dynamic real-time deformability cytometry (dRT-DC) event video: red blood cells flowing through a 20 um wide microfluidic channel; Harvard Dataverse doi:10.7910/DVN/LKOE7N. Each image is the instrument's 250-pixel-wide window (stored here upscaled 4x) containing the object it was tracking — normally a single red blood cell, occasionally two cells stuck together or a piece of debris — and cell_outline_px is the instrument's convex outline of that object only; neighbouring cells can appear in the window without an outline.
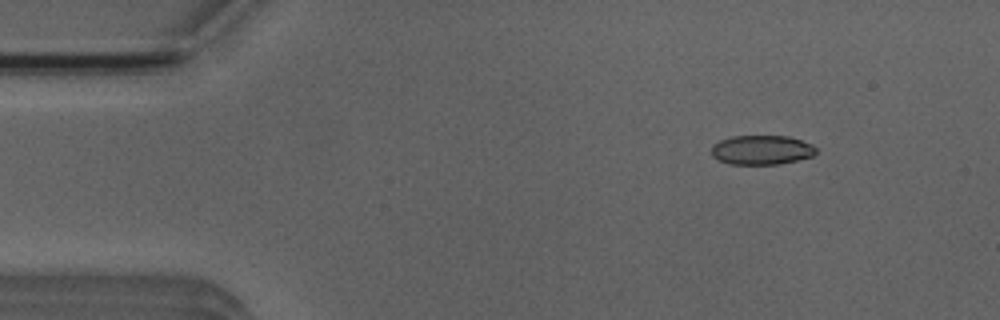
{"species": "Egyptian fruit bat (a non-hibernating species)", "species_latin": "Rousettus aegyptiacus", "temperature_condition": "room temperature", "stored_images_in_passage": 2, "camera_frame_rate_fps": 3000, "um_per_image_px": 0.085, "animal": {"sex": "male"}, "frame": {"image": 1, "passage_image": 1, "time_ms": 0.0, "image_size_px": [1000, 320], "cell_outline_px": [[816, 152], [812, 156], [780, 164], [728, 164], [712, 156], [712, 144], [720, 140], [732, 136], [788, 136], [812, 144], [816, 148]], "centroid_in_image_um": [64.72, 12.74], "position_along_channel_um": 20.3, "area_um2": 17.86}}